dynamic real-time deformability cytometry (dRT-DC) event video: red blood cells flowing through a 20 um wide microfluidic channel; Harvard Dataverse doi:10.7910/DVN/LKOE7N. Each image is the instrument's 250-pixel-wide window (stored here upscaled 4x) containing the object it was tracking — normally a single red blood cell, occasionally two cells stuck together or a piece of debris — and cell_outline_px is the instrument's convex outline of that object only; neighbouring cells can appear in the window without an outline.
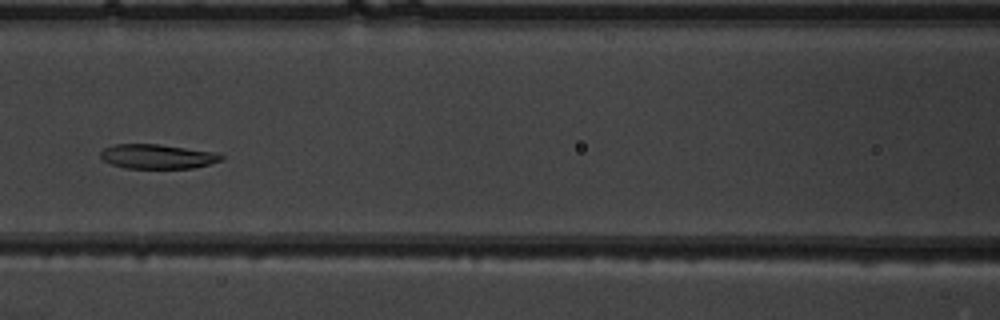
{"species": "common noctule bat (a hibernating species)", "species_latin": "Nyctalus noctula", "temperature_condition": "warm", "stored_images_in_passage": 35, "camera_frame_rate_fps": 3000, "um_per_image_px": 0.085, "animal": {"sex": "male", "body_mass_g": 19.5, "forearm_length_mm": 54.6}, "frame": {"image": 1, "passage_image": 7, "time_ms": 2.0, "image_size_px": [1000, 320], "cell_outline_px": [[224, 160], [192, 168], [124, 168], [112, 164], [104, 160], [100, 156], [100, 152], [104, 148], [116, 144], [160, 144], [212, 152], [224, 156]], "centroid_in_image_um": [13.36, 13.3], "position_along_channel_um": 153.2, "area_um2": 17.05}}
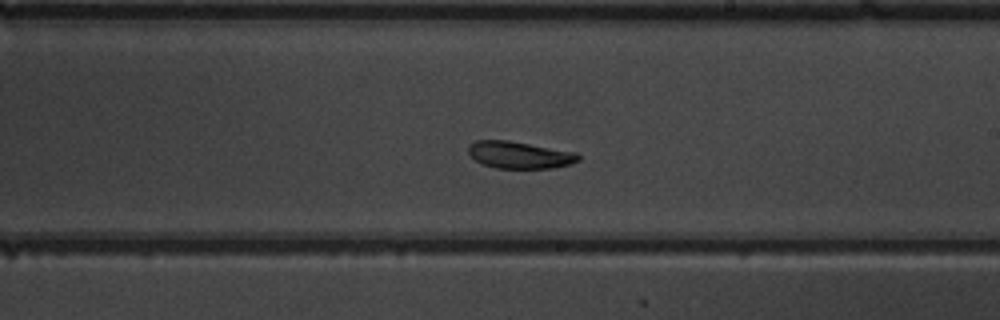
{"frame": {"image": 2, "passage_image": 14, "time_ms": 4.333, "image_size_px": [1000, 320], "cell_outline_px": [[580, 160], [572, 164], [552, 168], [496, 168], [484, 164], [476, 160], [468, 152], [468, 148], [476, 140], [508, 140], [576, 152], [580, 156]], "centroid_in_image_um": [44.2, 13.17], "position_along_channel_um": 244.8, "area_um2": 17.22}}
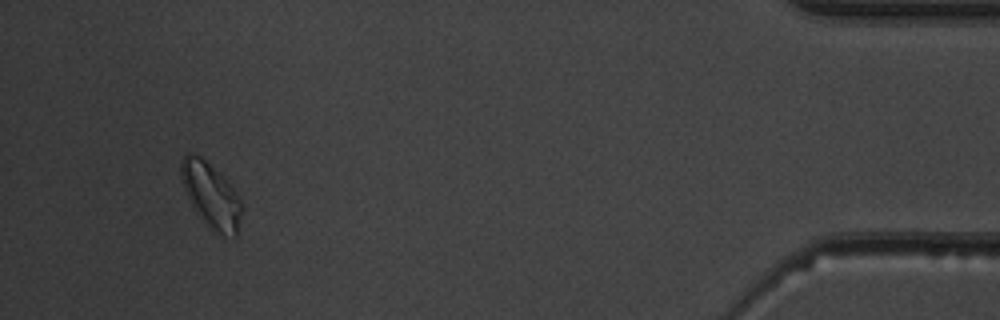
{"frame": {"image": 3, "passage_image": 32, "time_ms": 10.333, "image_size_px": [1000, 320], "cell_outline_px": [[244, 208], [236, 236], [224, 236], [212, 232], [200, 220], [184, 188], [180, 176], [180, 160], [188, 152], [200, 156], [224, 176], [236, 192], [244, 204]], "centroid_in_image_um": [17.96, 16.64], "position_along_channel_um": 417.2, "area_um2": 23.47}}